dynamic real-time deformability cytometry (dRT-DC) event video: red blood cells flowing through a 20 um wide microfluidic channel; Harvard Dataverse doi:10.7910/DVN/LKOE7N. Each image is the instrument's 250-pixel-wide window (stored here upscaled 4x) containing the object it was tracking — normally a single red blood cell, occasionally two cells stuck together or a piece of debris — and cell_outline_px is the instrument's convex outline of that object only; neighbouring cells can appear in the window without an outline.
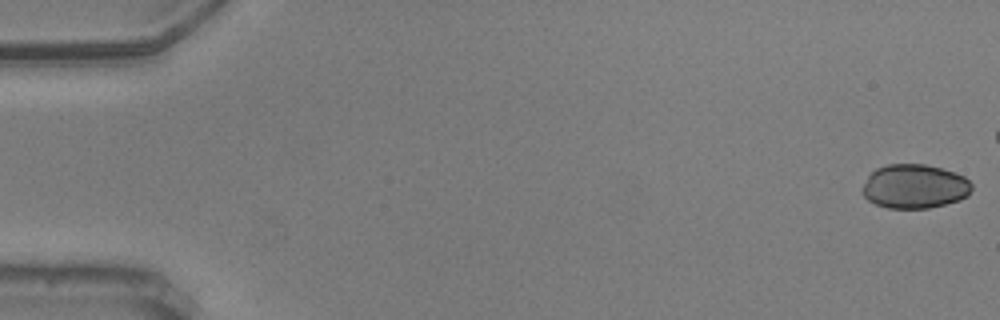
{"species": "common noctule bat (a hibernating species)", "species_latin": "Nyctalus noctula", "temperature_condition": "warm", "stored_images_in_passage": 49, "camera_frame_rate_fps": 3000, "um_per_image_px": 0.085, "animal": {"sex": "male", "body_mass_g": 20.5, "forearm_length_mm": 52.5}, "frame": {"image": 1, "passage_image": 1, "time_ms": 0.0, "image_size_px": [1000, 320], "cell_outline_px": [[972, 188], [968, 196], [960, 200], [928, 208], [888, 208], [876, 204], [868, 200], [860, 192], [860, 188], [868, 176], [876, 168], [888, 164], [924, 164], [940, 168], [964, 176], [972, 184]], "centroid_in_image_um": [77.71, 15.85], "position_along_channel_um": 7.3, "area_um2": 28.21}}
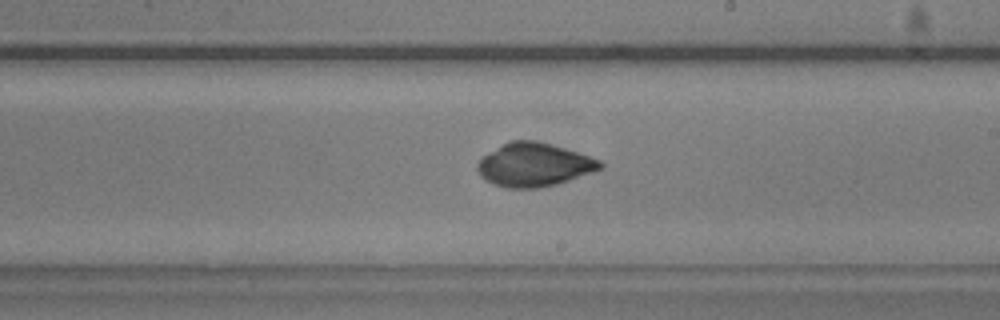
{"frame": {"image": 2, "passage_image": 33, "time_ms": 10.667, "image_size_px": [1000, 320], "cell_outline_px": [[604, 168], [556, 184], [540, 188], [508, 188], [496, 184], [480, 176], [476, 168], [476, 164], [480, 156], [512, 140], [536, 140], [552, 144], [600, 160], [604, 164]], "centroid_in_image_um": [45.37, 14.0], "position_along_channel_um": 243.6, "area_um2": 30.98}}
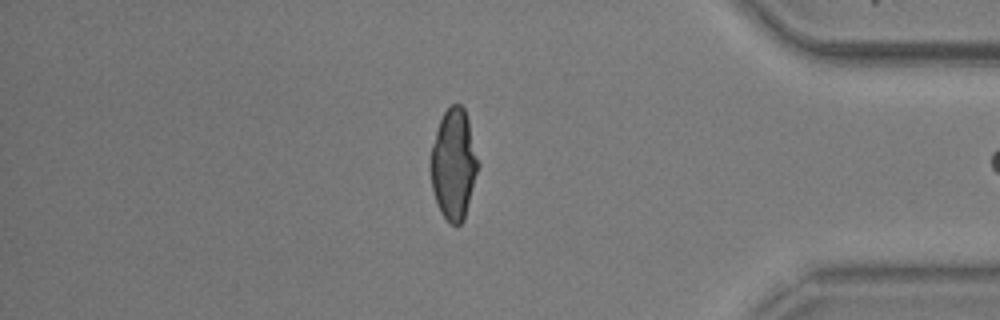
{"frame": {"image": 3, "passage_image": 48, "time_ms": 15.667, "image_size_px": [1000, 320], "cell_outline_px": [[480, 164], [464, 220], [460, 224], [452, 224], [440, 212], [432, 188], [432, 144], [440, 120], [444, 112], [452, 104], [460, 104], [464, 108], [468, 120]], "centroid_in_image_um": [38.59, 13.96], "position_along_channel_um": 396.6, "area_um2": 30.11}}